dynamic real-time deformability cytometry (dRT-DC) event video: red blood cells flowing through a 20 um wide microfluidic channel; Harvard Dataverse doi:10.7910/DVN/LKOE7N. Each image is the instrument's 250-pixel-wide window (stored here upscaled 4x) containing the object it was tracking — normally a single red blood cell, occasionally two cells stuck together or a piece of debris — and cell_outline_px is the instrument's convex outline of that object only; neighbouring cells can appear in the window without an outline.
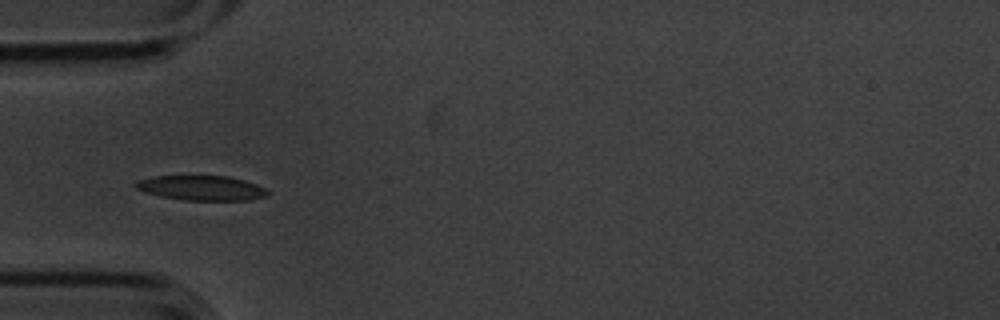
{"species": "common noctule bat (a hibernating species)", "species_latin": "Nyctalus noctula", "temperature_condition": "cold", "stored_images_in_passage": 6, "camera_frame_rate_fps": 3000, "um_per_image_px": 0.085, "animal": {"sex": "male", "body_mass_g": 20.1, "forearm_length_mm": 53.5}, "frame": {"image": 1, "passage_image": 5, "time_ms": 1.333, "image_size_px": [1000, 320], "cell_outline_px": [[268, 196], [248, 200], [184, 200], [160, 196], [144, 192], [136, 188], [132, 184], [136, 180], [152, 176], [228, 176], [244, 180], [256, 184], [264, 188], [268, 192]], "centroid_in_image_um": [17.08, 15.97], "position_along_channel_um": 67.9, "area_um2": 19.13}}
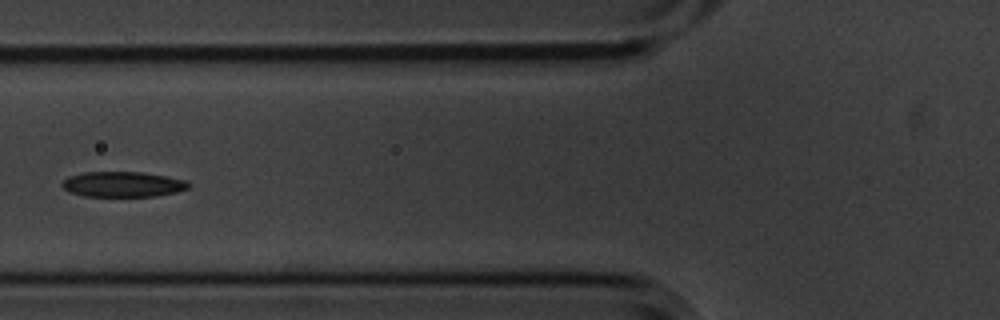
{"frame": {"image": 2, "passage_image": 6, "time_ms": 1.667, "image_size_px": [1000, 320], "cell_outline_px": [[192, 184], [188, 188], [176, 192], [156, 196], [84, 196], [68, 192], [60, 184], [68, 176], [84, 172], [144, 172], [184, 180]], "centroid_in_image_um": [10.41, 15.66], "position_along_channel_um": 115.4, "area_um2": 18.67}}